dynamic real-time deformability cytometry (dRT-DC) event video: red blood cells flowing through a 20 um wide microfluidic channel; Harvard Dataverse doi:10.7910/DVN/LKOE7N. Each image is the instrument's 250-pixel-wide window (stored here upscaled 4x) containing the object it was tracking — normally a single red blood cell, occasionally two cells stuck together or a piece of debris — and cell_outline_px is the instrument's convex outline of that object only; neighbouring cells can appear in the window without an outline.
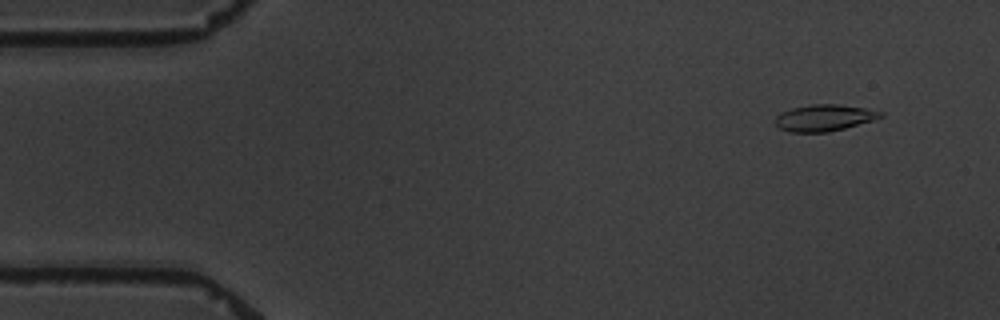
{"species": "common noctule bat (a hibernating species)", "species_latin": "Nyctalus noctula", "temperature_condition": "warm", "stored_images_in_passage": 10, "camera_frame_rate_fps": 3000, "um_per_image_px": 0.085, "animal": {"sex": "male", "body_mass_g": 19.5, "forearm_length_mm": 54.6}, "frame": {"image": 1, "passage_image": 1, "time_ms": 0.0, "image_size_px": [1000, 320], "cell_outline_px": [[884, 116], [872, 120], [844, 128], [828, 132], [788, 132], [780, 128], [776, 124], [776, 116], [780, 112], [792, 108], [812, 104], [840, 104], [864, 108], [884, 112]], "centroid_in_image_um": [70.05, 10.01], "position_along_channel_um": 15.0, "area_um2": 16.18}}
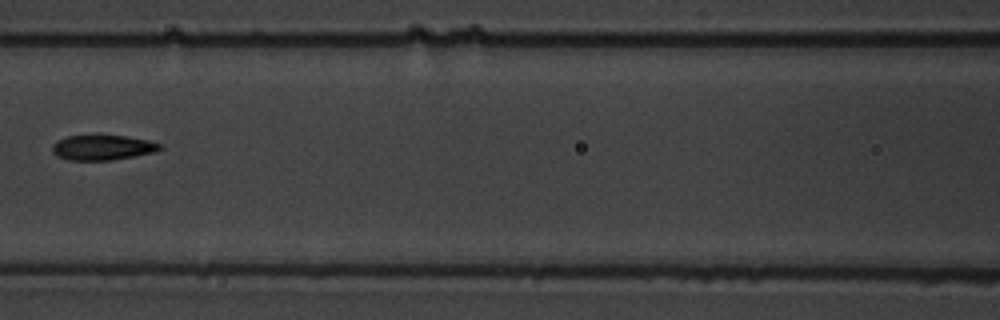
{"frame": {"image": 2, "passage_image": 7, "time_ms": 7.0, "image_size_px": [1000, 320], "cell_outline_px": [[164, 148], [152, 152], [112, 160], [68, 160], [56, 156], [52, 152], [52, 144], [56, 140], [68, 136], [96, 132], [100, 132], [148, 140], [164, 144]], "centroid_in_image_um": [8.67, 12.48], "position_along_channel_um": 157.9, "area_um2": 16.53}}
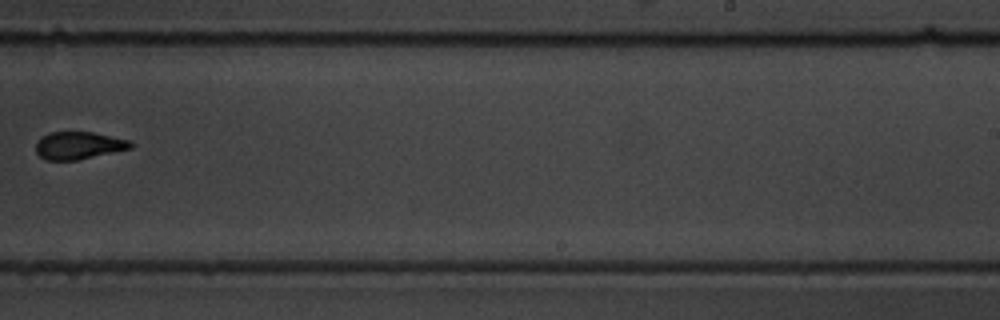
{"frame": {"image": 3, "passage_image": 10, "time_ms": 10.667, "image_size_px": [1000, 320], "cell_outline_px": [[132, 148], [76, 160], [44, 160], [36, 152], [36, 144], [48, 132], [92, 132], [132, 140]], "centroid_in_image_um": [6.7, 12.36], "position_along_channel_um": 282.3, "area_um2": 15.09}}